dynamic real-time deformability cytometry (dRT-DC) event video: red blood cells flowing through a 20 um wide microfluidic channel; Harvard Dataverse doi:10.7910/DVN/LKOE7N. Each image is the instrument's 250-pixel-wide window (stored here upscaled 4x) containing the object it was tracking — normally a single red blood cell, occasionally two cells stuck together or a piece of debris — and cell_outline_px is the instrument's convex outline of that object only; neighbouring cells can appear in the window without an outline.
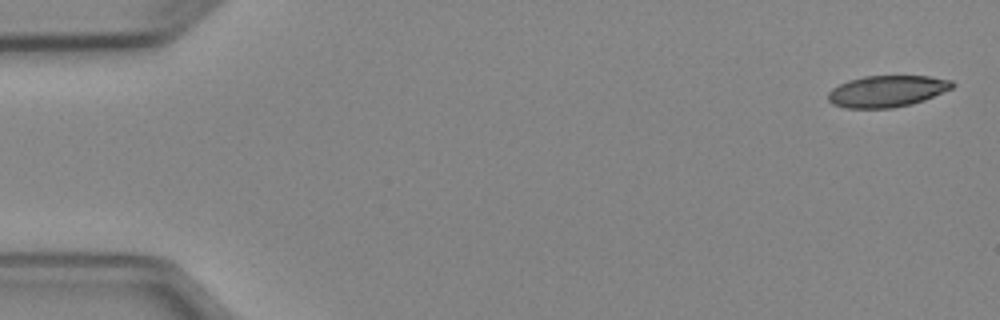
{"species": "Egyptian fruit bat (a non-hibernating species)", "species_latin": "Rousettus aegyptiacus", "temperature_condition": "cold", "stored_images_in_passage": 4, "camera_frame_rate_fps": 3000, "um_per_image_px": 0.085, "animal": {"sex": "female"}, "frame": {"image": 1, "passage_image": 1, "time_ms": 0.0, "image_size_px": [1000, 320], "cell_outline_px": [[956, 84], [952, 88], [924, 100], [912, 104], [892, 108], [844, 108], [832, 104], [828, 100], [828, 92], [832, 88], [848, 80], [864, 76], [928, 76], [952, 80]], "centroid_in_image_um": [75.38, 7.75], "position_along_channel_um": 9.6, "area_um2": 22.89}}
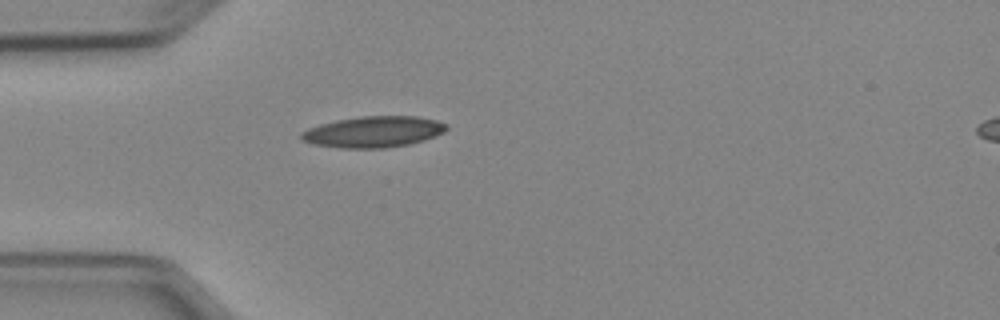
{"frame": {"image": 2, "passage_image": 4, "time_ms": 4.333, "image_size_px": [1000, 320], "cell_outline_px": [[448, 128], [444, 132], [436, 136], [424, 140], [408, 144], [384, 148], [340, 148], [312, 144], [300, 140], [300, 132], [308, 128], [320, 124], [336, 120], [360, 116], [416, 116], [436, 120], [448, 124]], "centroid_in_image_um": [31.72, 11.2], "position_along_channel_um": 53.3, "area_um2": 26.53}}